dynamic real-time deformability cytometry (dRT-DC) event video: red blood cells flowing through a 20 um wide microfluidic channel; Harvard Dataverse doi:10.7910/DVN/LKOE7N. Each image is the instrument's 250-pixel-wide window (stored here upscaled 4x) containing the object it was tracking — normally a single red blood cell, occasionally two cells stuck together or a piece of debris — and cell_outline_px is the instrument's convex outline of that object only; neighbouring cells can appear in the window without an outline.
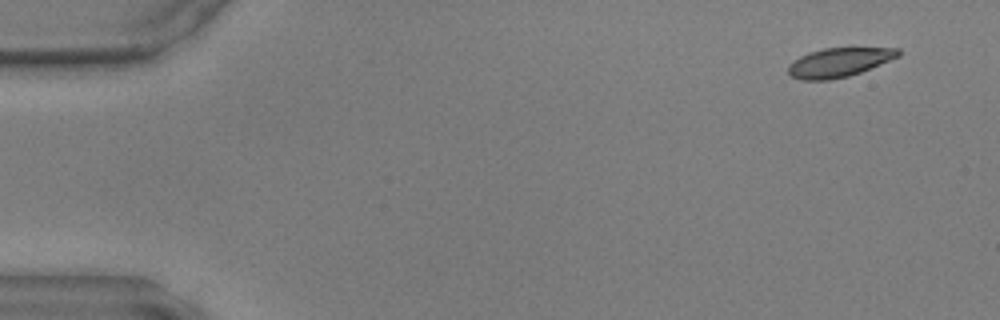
{"species": "common noctule bat (a hibernating species)", "species_latin": "Nyctalus noctula", "temperature_condition": "warm", "stored_images_in_passage": 5, "camera_frame_rate_fps": 3000, "um_per_image_px": 0.085, "animal": {"sex": "male", "body_mass_g": 17.9, "forearm_length_mm": 54.2}, "frame": {"image": 1, "passage_image": 1, "time_ms": 0.0, "image_size_px": [1000, 320], "cell_outline_px": [[900, 56], [860, 72], [848, 76], [828, 80], [800, 80], [792, 76], [788, 72], [788, 64], [800, 56], [808, 52], [824, 48], [900, 48]], "centroid_in_image_um": [71.29, 5.3], "position_along_channel_um": 13.7, "area_um2": 18.55}}